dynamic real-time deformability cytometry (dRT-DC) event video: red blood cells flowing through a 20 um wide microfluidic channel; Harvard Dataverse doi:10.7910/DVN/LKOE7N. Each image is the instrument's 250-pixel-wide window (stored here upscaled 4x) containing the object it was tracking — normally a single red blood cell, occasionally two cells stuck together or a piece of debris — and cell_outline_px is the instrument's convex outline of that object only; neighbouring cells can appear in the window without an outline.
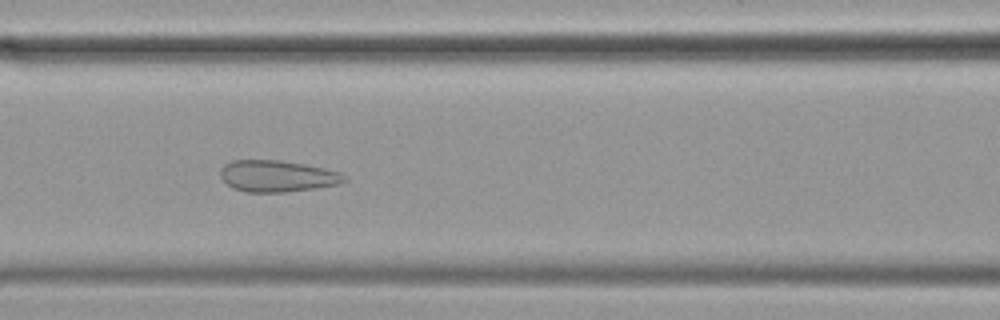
{"species": "common noctule bat (a hibernating species)", "species_latin": "Nyctalus noctula", "temperature_condition": "cold", "stored_images_in_passage": 56, "camera_frame_rate_fps": 3000, "um_per_image_px": 0.085, "animal": {"sex": "female", "body_mass_g": 19.9}, "frame": {"image": 1, "passage_image": 23, "time_ms": 7.333, "image_size_px": [1000, 320], "cell_outline_px": [[348, 180], [340, 184], [316, 188], [284, 192], [244, 192], [232, 188], [220, 176], [220, 172], [224, 164], [232, 160], [280, 160], [304, 164], [324, 168], [340, 172], [348, 176]], "centroid_in_image_um": [23.6, 14.97], "position_along_channel_um": 143.0, "area_um2": 22.95}}
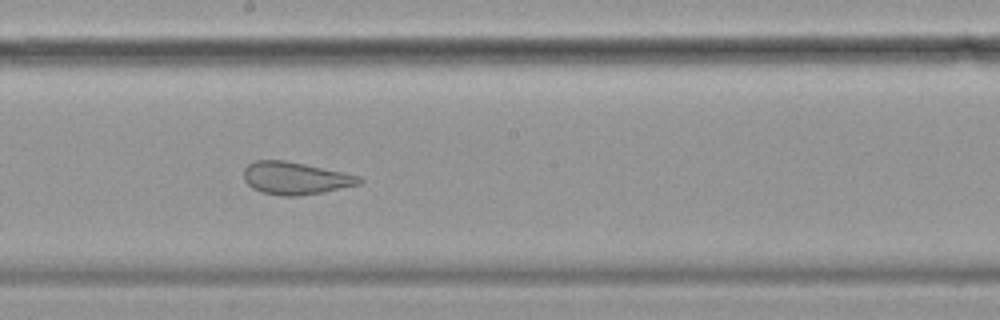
{"frame": {"image": 2, "passage_image": 30, "time_ms": 9.667, "image_size_px": [1000, 320], "cell_outline_px": [[364, 180], [360, 184], [324, 192], [300, 196], [284, 196], [260, 192], [252, 188], [244, 180], [244, 168], [248, 164], [256, 160], [284, 160], [304, 164], [360, 176]], "centroid_in_image_um": [25.09, 15.15], "position_along_channel_um": 223.1, "area_um2": 21.85}}
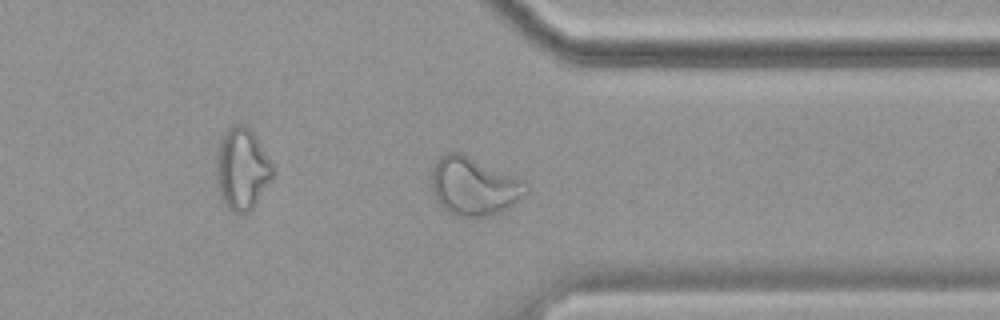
{"frame": {"image": 3, "passage_image": 43, "time_ms": 14.0, "image_size_px": [1000, 320], "cell_outline_px": [[528, 192], [508, 208], [492, 216], [456, 216], [448, 212], [432, 196], [432, 168], [436, 160], [440, 156], [448, 152], [460, 152], [524, 180], [528, 184]], "centroid_in_image_um": [40.27, 15.83], "position_along_channel_um": 371.1, "area_um2": 32.14}}